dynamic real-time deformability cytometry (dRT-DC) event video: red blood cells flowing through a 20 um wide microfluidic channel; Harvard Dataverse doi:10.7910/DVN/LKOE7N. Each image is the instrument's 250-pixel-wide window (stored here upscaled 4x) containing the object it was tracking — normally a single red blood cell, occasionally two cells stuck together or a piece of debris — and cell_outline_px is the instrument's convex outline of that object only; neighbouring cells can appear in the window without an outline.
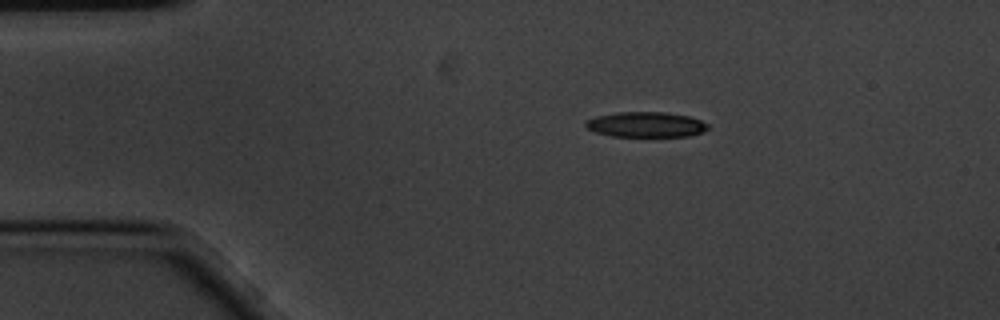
{"species": "common noctule bat (a hibernating species)", "species_latin": "Nyctalus noctula", "temperature_condition": "cold", "stored_images_in_passage": 3, "camera_frame_rate_fps": 3000, "um_per_image_px": 0.085, "animal": {"sex": "male", "body_mass_g": 20.1, "forearm_length_mm": 53.5}, "frame": {"image": 1, "passage_image": 2, "time_ms": 0.333, "image_size_px": [1000, 320], "cell_outline_px": [[708, 128], [704, 132], [688, 136], [612, 136], [596, 132], [588, 128], [584, 124], [588, 120], [596, 116], [616, 112], [668, 112], [688, 116], [700, 120], [708, 124]], "centroid_in_image_um": [54.93, 10.58], "position_along_channel_um": 30.1, "area_um2": 17.92}}